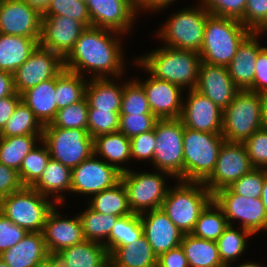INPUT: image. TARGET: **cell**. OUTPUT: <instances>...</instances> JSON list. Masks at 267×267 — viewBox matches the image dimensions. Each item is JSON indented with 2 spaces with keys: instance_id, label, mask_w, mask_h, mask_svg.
<instances>
[{
  "instance_id": "6da1fadb",
  "label": "cell",
  "mask_w": 267,
  "mask_h": 267,
  "mask_svg": "<svg viewBox=\"0 0 267 267\" xmlns=\"http://www.w3.org/2000/svg\"><path fill=\"white\" fill-rule=\"evenodd\" d=\"M114 32L119 33L99 27H87L64 59L65 70L80 75H83V70L92 71L95 73L93 78L121 76L124 58L122 46Z\"/></svg>"
},
{
  "instance_id": "7a4b0ae2",
  "label": "cell",
  "mask_w": 267,
  "mask_h": 267,
  "mask_svg": "<svg viewBox=\"0 0 267 267\" xmlns=\"http://www.w3.org/2000/svg\"><path fill=\"white\" fill-rule=\"evenodd\" d=\"M47 199L32 187L0 183V212L27 232L43 231L54 208L52 201Z\"/></svg>"
},
{
  "instance_id": "3957f363",
  "label": "cell",
  "mask_w": 267,
  "mask_h": 267,
  "mask_svg": "<svg viewBox=\"0 0 267 267\" xmlns=\"http://www.w3.org/2000/svg\"><path fill=\"white\" fill-rule=\"evenodd\" d=\"M135 62L155 78L171 82L182 89L187 86L191 90L196 87L202 61L200 54L195 51L164 46Z\"/></svg>"
},
{
  "instance_id": "277c9868",
  "label": "cell",
  "mask_w": 267,
  "mask_h": 267,
  "mask_svg": "<svg viewBox=\"0 0 267 267\" xmlns=\"http://www.w3.org/2000/svg\"><path fill=\"white\" fill-rule=\"evenodd\" d=\"M252 33L234 18L209 15L205 24L201 61L210 65L228 66L241 43Z\"/></svg>"
},
{
  "instance_id": "5b68a950",
  "label": "cell",
  "mask_w": 267,
  "mask_h": 267,
  "mask_svg": "<svg viewBox=\"0 0 267 267\" xmlns=\"http://www.w3.org/2000/svg\"><path fill=\"white\" fill-rule=\"evenodd\" d=\"M213 199L203 182L182 181L169 188L161 208L184 234H191L200 213Z\"/></svg>"
},
{
  "instance_id": "8992f818",
  "label": "cell",
  "mask_w": 267,
  "mask_h": 267,
  "mask_svg": "<svg viewBox=\"0 0 267 267\" xmlns=\"http://www.w3.org/2000/svg\"><path fill=\"white\" fill-rule=\"evenodd\" d=\"M226 140L222 134L184 128V181L204 182L214 171Z\"/></svg>"
},
{
  "instance_id": "52a82bcc",
  "label": "cell",
  "mask_w": 267,
  "mask_h": 267,
  "mask_svg": "<svg viewBox=\"0 0 267 267\" xmlns=\"http://www.w3.org/2000/svg\"><path fill=\"white\" fill-rule=\"evenodd\" d=\"M261 128H263L261 94L240 90L223 110L221 134L227 142L243 143Z\"/></svg>"
},
{
  "instance_id": "ba28073f",
  "label": "cell",
  "mask_w": 267,
  "mask_h": 267,
  "mask_svg": "<svg viewBox=\"0 0 267 267\" xmlns=\"http://www.w3.org/2000/svg\"><path fill=\"white\" fill-rule=\"evenodd\" d=\"M184 128L180 119L158 120L154 127L156 146L152 162L165 176L184 181Z\"/></svg>"
},
{
  "instance_id": "9c48e42d",
  "label": "cell",
  "mask_w": 267,
  "mask_h": 267,
  "mask_svg": "<svg viewBox=\"0 0 267 267\" xmlns=\"http://www.w3.org/2000/svg\"><path fill=\"white\" fill-rule=\"evenodd\" d=\"M210 13L202 6L184 9L167 20L158 32L167 47L200 52L205 24Z\"/></svg>"
},
{
  "instance_id": "30bf717a",
  "label": "cell",
  "mask_w": 267,
  "mask_h": 267,
  "mask_svg": "<svg viewBox=\"0 0 267 267\" xmlns=\"http://www.w3.org/2000/svg\"><path fill=\"white\" fill-rule=\"evenodd\" d=\"M42 140L51 159L71 169L94 153L93 138L87 130L44 127Z\"/></svg>"
},
{
  "instance_id": "8fae6325",
  "label": "cell",
  "mask_w": 267,
  "mask_h": 267,
  "mask_svg": "<svg viewBox=\"0 0 267 267\" xmlns=\"http://www.w3.org/2000/svg\"><path fill=\"white\" fill-rule=\"evenodd\" d=\"M120 180L126 188L128 205L134 214H142L148 208L149 211L161 208L169 189L165 187L161 173H135L128 170L121 173Z\"/></svg>"
},
{
  "instance_id": "7c38bea8",
  "label": "cell",
  "mask_w": 267,
  "mask_h": 267,
  "mask_svg": "<svg viewBox=\"0 0 267 267\" xmlns=\"http://www.w3.org/2000/svg\"><path fill=\"white\" fill-rule=\"evenodd\" d=\"M213 199L222 208L229 225L231 219H237L253 235L267 230V214L261 198L241 196L226 187L214 193Z\"/></svg>"
},
{
  "instance_id": "4fadbf2b",
  "label": "cell",
  "mask_w": 267,
  "mask_h": 267,
  "mask_svg": "<svg viewBox=\"0 0 267 267\" xmlns=\"http://www.w3.org/2000/svg\"><path fill=\"white\" fill-rule=\"evenodd\" d=\"M254 169L243 143L225 141L219 151L214 171L203 182L212 193L229 187Z\"/></svg>"
},
{
  "instance_id": "5bb4252c",
  "label": "cell",
  "mask_w": 267,
  "mask_h": 267,
  "mask_svg": "<svg viewBox=\"0 0 267 267\" xmlns=\"http://www.w3.org/2000/svg\"><path fill=\"white\" fill-rule=\"evenodd\" d=\"M64 69V59L60 55L38 45L13 73L15 91L21 95L39 83L55 78Z\"/></svg>"
},
{
  "instance_id": "9a60e30c",
  "label": "cell",
  "mask_w": 267,
  "mask_h": 267,
  "mask_svg": "<svg viewBox=\"0 0 267 267\" xmlns=\"http://www.w3.org/2000/svg\"><path fill=\"white\" fill-rule=\"evenodd\" d=\"M89 158L72 168L71 192L92 196L113 187L120 181L121 172L112 164L95 158Z\"/></svg>"
},
{
  "instance_id": "2e32d148",
  "label": "cell",
  "mask_w": 267,
  "mask_h": 267,
  "mask_svg": "<svg viewBox=\"0 0 267 267\" xmlns=\"http://www.w3.org/2000/svg\"><path fill=\"white\" fill-rule=\"evenodd\" d=\"M87 27L67 16L42 15L39 45L65 59Z\"/></svg>"
},
{
  "instance_id": "e0dca14e",
  "label": "cell",
  "mask_w": 267,
  "mask_h": 267,
  "mask_svg": "<svg viewBox=\"0 0 267 267\" xmlns=\"http://www.w3.org/2000/svg\"><path fill=\"white\" fill-rule=\"evenodd\" d=\"M42 13L23 0H0V33L40 38Z\"/></svg>"
},
{
  "instance_id": "ac0fdd59",
  "label": "cell",
  "mask_w": 267,
  "mask_h": 267,
  "mask_svg": "<svg viewBox=\"0 0 267 267\" xmlns=\"http://www.w3.org/2000/svg\"><path fill=\"white\" fill-rule=\"evenodd\" d=\"M188 94L179 118L183 125L200 132L221 134L223 110L196 89L189 90Z\"/></svg>"
},
{
  "instance_id": "d6986e66",
  "label": "cell",
  "mask_w": 267,
  "mask_h": 267,
  "mask_svg": "<svg viewBox=\"0 0 267 267\" xmlns=\"http://www.w3.org/2000/svg\"><path fill=\"white\" fill-rule=\"evenodd\" d=\"M91 25L120 33L131 28L136 11L133 0H87Z\"/></svg>"
},
{
  "instance_id": "ffe728a7",
  "label": "cell",
  "mask_w": 267,
  "mask_h": 267,
  "mask_svg": "<svg viewBox=\"0 0 267 267\" xmlns=\"http://www.w3.org/2000/svg\"><path fill=\"white\" fill-rule=\"evenodd\" d=\"M140 219L143 235L157 257L181 245L184 233L175 226L162 208L153 209L148 214L142 213Z\"/></svg>"
},
{
  "instance_id": "44dd1931",
  "label": "cell",
  "mask_w": 267,
  "mask_h": 267,
  "mask_svg": "<svg viewBox=\"0 0 267 267\" xmlns=\"http://www.w3.org/2000/svg\"><path fill=\"white\" fill-rule=\"evenodd\" d=\"M138 82L143 86L150 110L158 120L180 118L183 107L181 87L152 75L143 83Z\"/></svg>"
},
{
  "instance_id": "7402d4cb",
  "label": "cell",
  "mask_w": 267,
  "mask_h": 267,
  "mask_svg": "<svg viewBox=\"0 0 267 267\" xmlns=\"http://www.w3.org/2000/svg\"><path fill=\"white\" fill-rule=\"evenodd\" d=\"M195 89L210 98L222 110L228 107L240 91L234 84L226 66L201 62Z\"/></svg>"
},
{
  "instance_id": "603a6c76",
  "label": "cell",
  "mask_w": 267,
  "mask_h": 267,
  "mask_svg": "<svg viewBox=\"0 0 267 267\" xmlns=\"http://www.w3.org/2000/svg\"><path fill=\"white\" fill-rule=\"evenodd\" d=\"M55 209L54 207L49 213L42 231L50 255L85 240L80 217L62 219Z\"/></svg>"
},
{
  "instance_id": "cb8c5ba5",
  "label": "cell",
  "mask_w": 267,
  "mask_h": 267,
  "mask_svg": "<svg viewBox=\"0 0 267 267\" xmlns=\"http://www.w3.org/2000/svg\"><path fill=\"white\" fill-rule=\"evenodd\" d=\"M259 34L260 32H252L241 43L227 66L232 81L240 90L253 91L255 62L258 52L263 48L258 43Z\"/></svg>"
},
{
  "instance_id": "d4e9b609",
  "label": "cell",
  "mask_w": 267,
  "mask_h": 267,
  "mask_svg": "<svg viewBox=\"0 0 267 267\" xmlns=\"http://www.w3.org/2000/svg\"><path fill=\"white\" fill-rule=\"evenodd\" d=\"M42 137L43 135L0 137V183H8L19 172L23 159Z\"/></svg>"
},
{
  "instance_id": "484cf974",
  "label": "cell",
  "mask_w": 267,
  "mask_h": 267,
  "mask_svg": "<svg viewBox=\"0 0 267 267\" xmlns=\"http://www.w3.org/2000/svg\"><path fill=\"white\" fill-rule=\"evenodd\" d=\"M50 254L42 232H28L13 247L0 254L9 267H37Z\"/></svg>"
},
{
  "instance_id": "4316f807",
  "label": "cell",
  "mask_w": 267,
  "mask_h": 267,
  "mask_svg": "<svg viewBox=\"0 0 267 267\" xmlns=\"http://www.w3.org/2000/svg\"><path fill=\"white\" fill-rule=\"evenodd\" d=\"M62 267H108L109 253L103 244L84 240L55 254Z\"/></svg>"
},
{
  "instance_id": "83f0119b",
  "label": "cell",
  "mask_w": 267,
  "mask_h": 267,
  "mask_svg": "<svg viewBox=\"0 0 267 267\" xmlns=\"http://www.w3.org/2000/svg\"><path fill=\"white\" fill-rule=\"evenodd\" d=\"M55 78L43 81L21 94V100L45 126L54 120L58 106L55 100Z\"/></svg>"
},
{
  "instance_id": "f1b7e54d",
  "label": "cell",
  "mask_w": 267,
  "mask_h": 267,
  "mask_svg": "<svg viewBox=\"0 0 267 267\" xmlns=\"http://www.w3.org/2000/svg\"><path fill=\"white\" fill-rule=\"evenodd\" d=\"M39 40L0 33V70L13 74L37 48Z\"/></svg>"
},
{
  "instance_id": "f546056e",
  "label": "cell",
  "mask_w": 267,
  "mask_h": 267,
  "mask_svg": "<svg viewBox=\"0 0 267 267\" xmlns=\"http://www.w3.org/2000/svg\"><path fill=\"white\" fill-rule=\"evenodd\" d=\"M87 82L85 98L88 108L118 112L120 114L123 86L109 78H91Z\"/></svg>"
},
{
  "instance_id": "4dcf8cb0",
  "label": "cell",
  "mask_w": 267,
  "mask_h": 267,
  "mask_svg": "<svg viewBox=\"0 0 267 267\" xmlns=\"http://www.w3.org/2000/svg\"><path fill=\"white\" fill-rule=\"evenodd\" d=\"M109 259L112 267H157L158 257L142 235L127 246L116 247L109 254Z\"/></svg>"
},
{
  "instance_id": "1f68e13d",
  "label": "cell",
  "mask_w": 267,
  "mask_h": 267,
  "mask_svg": "<svg viewBox=\"0 0 267 267\" xmlns=\"http://www.w3.org/2000/svg\"><path fill=\"white\" fill-rule=\"evenodd\" d=\"M94 154L108 159L118 171L121 173L128 171V169L119 165L123 161L131 159L130 139L121 132L102 134L93 138Z\"/></svg>"
},
{
  "instance_id": "d6a6232c",
  "label": "cell",
  "mask_w": 267,
  "mask_h": 267,
  "mask_svg": "<svg viewBox=\"0 0 267 267\" xmlns=\"http://www.w3.org/2000/svg\"><path fill=\"white\" fill-rule=\"evenodd\" d=\"M181 247L187 258L189 267H218L222 262L215 241L184 234Z\"/></svg>"
},
{
  "instance_id": "836d02e7",
  "label": "cell",
  "mask_w": 267,
  "mask_h": 267,
  "mask_svg": "<svg viewBox=\"0 0 267 267\" xmlns=\"http://www.w3.org/2000/svg\"><path fill=\"white\" fill-rule=\"evenodd\" d=\"M41 142L42 148L35 146L26 155L19 172L8 183L20 187H32L39 180L51 158L48 146L43 140Z\"/></svg>"
},
{
  "instance_id": "e575fe53",
  "label": "cell",
  "mask_w": 267,
  "mask_h": 267,
  "mask_svg": "<svg viewBox=\"0 0 267 267\" xmlns=\"http://www.w3.org/2000/svg\"><path fill=\"white\" fill-rule=\"evenodd\" d=\"M72 169L50 158L42 176L32 186L45 197L62 191H71Z\"/></svg>"
},
{
  "instance_id": "d590c367",
  "label": "cell",
  "mask_w": 267,
  "mask_h": 267,
  "mask_svg": "<svg viewBox=\"0 0 267 267\" xmlns=\"http://www.w3.org/2000/svg\"><path fill=\"white\" fill-rule=\"evenodd\" d=\"M89 206L99 213L118 217L132 213L128 205L127 191L121 180L113 187L95 194Z\"/></svg>"
},
{
  "instance_id": "8d00e7d4",
  "label": "cell",
  "mask_w": 267,
  "mask_h": 267,
  "mask_svg": "<svg viewBox=\"0 0 267 267\" xmlns=\"http://www.w3.org/2000/svg\"><path fill=\"white\" fill-rule=\"evenodd\" d=\"M229 223L222 208L212 199L200 213L192 235L198 238L217 241Z\"/></svg>"
},
{
  "instance_id": "74e56055",
  "label": "cell",
  "mask_w": 267,
  "mask_h": 267,
  "mask_svg": "<svg viewBox=\"0 0 267 267\" xmlns=\"http://www.w3.org/2000/svg\"><path fill=\"white\" fill-rule=\"evenodd\" d=\"M44 126L33 111L21 100L3 129L0 137L43 135Z\"/></svg>"
},
{
  "instance_id": "f35d334b",
  "label": "cell",
  "mask_w": 267,
  "mask_h": 267,
  "mask_svg": "<svg viewBox=\"0 0 267 267\" xmlns=\"http://www.w3.org/2000/svg\"><path fill=\"white\" fill-rule=\"evenodd\" d=\"M86 81L83 75L65 69L55 77V100L58 110L81 101L85 97Z\"/></svg>"
},
{
  "instance_id": "ab89813d",
  "label": "cell",
  "mask_w": 267,
  "mask_h": 267,
  "mask_svg": "<svg viewBox=\"0 0 267 267\" xmlns=\"http://www.w3.org/2000/svg\"><path fill=\"white\" fill-rule=\"evenodd\" d=\"M78 216L82 223L84 238L104 246L116 220L119 218L118 216L99 213L90 206ZM104 239L106 240L104 241Z\"/></svg>"
},
{
  "instance_id": "60d3db41",
  "label": "cell",
  "mask_w": 267,
  "mask_h": 267,
  "mask_svg": "<svg viewBox=\"0 0 267 267\" xmlns=\"http://www.w3.org/2000/svg\"><path fill=\"white\" fill-rule=\"evenodd\" d=\"M143 235L140 214H128L119 217L114 224L105 248L110 254L116 247L127 246Z\"/></svg>"
},
{
  "instance_id": "b9f144b4",
  "label": "cell",
  "mask_w": 267,
  "mask_h": 267,
  "mask_svg": "<svg viewBox=\"0 0 267 267\" xmlns=\"http://www.w3.org/2000/svg\"><path fill=\"white\" fill-rule=\"evenodd\" d=\"M241 231L234 229L233 225H228L217 239L218 254L222 264H229L244 252L247 238L253 234L244 228Z\"/></svg>"
},
{
  "instance_id": "7bdbcfd3",
  "label": "cell",
  "mask_w": 267,
  "mask_h": 267,
  "mask_svg": "<svg viewBox=\"0 0 267 267\" xmlns=\"http://www.w3.org/2000/svg\"><path fill=\"white\" fill-rule=\"evenodd\" d=\"M88 102L84 97L81 101L57 110L51 124L44 127H60L68 129L87 130Z\"/></svg>"
},
{
  "instance_id": "ee69618b",
  "label": "cell",
  "mask_w": 267,
  "mask_h": 267,
  "mask_svg": "<svg viewBox=\"0 0 267 267\" xmlns=\"http://www.w3.org/2000/svg\"><path fill=\"white\" fill-rule=\"evenodd\" d=\"M120 114H152L145 90L138 80L124 83Z\"/></svg>"
},
{
  "instance_id": "f6af8a7d",
  "label": "cell",
  "mask_w": 267,
  "mask_h": 267,
  "mask_svg": "<svg viewBox=\"0 0 267 267\" xmlns=\"http://www.w3.org/2000/svg\"><path fill=\"white\" fill-rule=\"evenodd\" d=\"M87 116V131L92 138L119 131L120 114L118 112L88 108Z\"/></svg>"
},
{
  "instance_id": "bcb514c9",
  "label": "cell",
  "mask_w": 267,
  "mask_h": 267,
  "mask_svg": "<svg viewBox=\"0 0 267 267\" xmlns=\"http://www.w3.org/2000/svg\"><path fill=\"white\" fill-rule=\"evenodd\" d=\"M42 15L67 16L91 27L87 5L80 0H51Z\"/></svg>"
},
{
  "instance_id": "7dc6e473",
  "label": "cell",
  "mask_w": 267,
  "mask_h": 267,
  "mask_svg": "<svg viewBox=\"0 0 267 267\" xmlns=\"http://www.w3.org/2000/svg\"><path fill=\"white\" fill-rule=\"evenodd\" d=\"M266 173L267 169L254 168L237 181H234L229 188L235 194L241 196L260 198Z\"/></svg>"
},
{
  "instance_id": "c3c4849f",
  "label": "cell",
  "mask_w": 267,
  "mask_h": 267,
  "mask_svg": "<svg viewBox=\"0 0 267 267\" xmlns=\"http://www.w3.org/2000/svg\"><path fill=\"white\" fill-rule=\"evenodd\" d=\"M158 119L153 114H120L119 132L127 138L154 130Z\"/></svg>"
},
{
  "instance_id": "681fc988",
  "label": "cell",
  "mask_w": 267,
  "mask_h": 267,
  "mask_svg": "<svg viewBox=\"0 0 267 267\" xmlns=\"http://www.w3.org/2000/svg\"><path fill=\"white\" fill-rule=\"evenodd\" d=\"M246 2L247 0H202L201 6L211 15L238 19L244 24Z\"/></svg>"
},
{
  "instance_id": "f907efd6",
  "label": "cell",
  "mask_w": 267,
  "mask_h": 267,
  "mask_svg": "<svg viewBox=\"0 0 267 267\" xmlns=\"http://www.w3.org/2000/svg\"><path fill=\"white\" fill-rule=\"evenodd\" d=\"M243 144L253 167L267 169V128L255 131Z\"/></svg>"
},
{
  "instance_id": "816d5d0a",
  "label": "cell",
  "mask_w": 267,
  "mask_h": 267,
  "mask_svg": "<svg viewBox=\"0 0 267 267\" xmlns=\"http://www.w3.org/2000/svg\"><path fill=\"white\" fill-rule=\"evenodd\" d=\"M244 26L252 32L267 30V0H247Z\"/></svg>"
},
{
  "instance_id": "f5cc1de1",
  "label": "cell",
  "mask_w": 267,
  "mask_h": 267,
  "mask_svg": "<svg viewBox=\"0 0 267 267\" xmlns=\"http://www.w3.org/2000/svg\"><path fill=\"white\" fill-rule=\"evenodd\" d=\"M27 233L0 212V254L16 245Z\"/></svg>"
},
{
  "instance_id": "db71d44e",
  "label": "cell",
  "mask_w": 267,
  "mask_h": 267,
  "mask_svg": "<svg viewBox=\"0 0 267 267\" xmlns=\"http://www.w3.org/2000/svg\"><path fill=\"white\" fill-rule=\"evenodd\" d=\"M156 139L154 130L136 135L130 139L131 158L153 160Z\"/></svg>"
},
{
  "instance_id": "11a10c76",
  "label": "cell",
  "mask_w": 267,
  "mask_h": 267,
  "mask_svg": "<svg viewBox=\"0 0 267 267\" xmlns=\"http://www.w3.org/2000/svg\"><path fill=\"white\" fill-rule=\"evenodd\" d=\"M253 92H267V47H263L256 58Z\"/></svg>"
},
{
  "instance_id": "9f6ffc18",
  "label": "cell",
  "mask_w": 267,
  "mask_h": 267,
  "mask_svg": "<svg viewBox=\"0 0 267 267\" xmlns=\"http://www.w3.org/2000/svg\"><path fill=\"white\" fill-rule=\"evenodd\" d=\"M157 267H189L181 245L161 254L157 259Z\"/></svg>"
},
{
  "instance_id": "6f0895ef",
  "label": "cell",
  "mask_w": 267,
  "mask_h": 267,
  "mask_svg": "<svg viewBox=\"0 0 267 267\" xmlns=\"http://www.w3.org/2000/svg\"><path fill=\"white\" fill-rule=\"evenodd\" d=\"M21 101V95L15 92L13 95L0 99V131L3 129L17 104Z\"/></svg>"
},
{
  "instance_id": "680465c9",
  "label": "cell",
  "mask_w": 267,
  "mask_h": 267,
  "mask_svg": "<svg viewBox=\"0 0 267 267\" xmlns=\"http://www.w3.org/2000/svg\"><path fill=\"white\" fill-rule=\"evenodd\" d=\"M13 74L0 70V99L15 93Z\"/></svg>"
},
{
  "instance_id": "91938a15",
  "label": "cell",
  "mask_w": 267,
  "mask_h": 267,
  "mask_svg": "<svg viewBox=\"0 0 267 267\" xmlns=\"http://www.w3.org/2000/svg\"><path fill=\"white\" fill-rule=\"evenodd\" d=\"M174 0H133L135 11L143 9L160 10L168 7Z\"/></svg>"
},
{
  "instance_id": "94428289",
  "label": "cell",
  "mask_w": 267,
  "mask_h": 267,
  "mask_svg": "<svg viewBox=\"0 0 267 267\" xmlns=\"http://www.w3.org/2000/svg\"><path fill=\"white\" fill-rule=\"evenodd\" d=\"M23 1H25L31 7H34L41 13H43L47 9L51 0H23Z\"/></svg>"
},
{
  "instance_id": "6125c7cd",
  "label": "cell",
  "mask_w": 267,
  "mask_h": 267,
  "mask_svg": "<svg viewBox=\"0 0 267 267\" xmlns=\"http://www.w3.org/2000/svg\"><path fill=\"white\" fill-rule=\"evenodd\" d=\"M37 267H62L55 255H49Z\"/></svg>"
},
{
  "instance_id": "be15d7a7",
  "label": "cell",
  "mask_w": 267,
  "mask_h": 267,
  "mask_svg": "<svg viewBox=\"0 0 267 267\" xmlns=\"http://www.w3.org/2000/svg\"><path fill=\"white\" fill-rule=\"evenodd\" d=\"M261 112L263 127L267 128V92L261 94Z\"/></svg>"
},
{
  "instance_id": "e7e4bbea",
  "label": "cell",
  "mask_w": 267,
  "mask_h": 267,
  "mask_svg": "<svg viewBox=\"0 0 267 267\" xmlns=\"http://www.w3.org/2000/svg\"><path fill=\"white\" fill-rule=\"evenodd\" d=\"M261 200L263 202L266 214H267V173L265 174L264 177V183H263V188H262V194H261Z\"/></svg>"
},
{
  "instance_id": "03108f58",
  "label": "cell",
  "mask_w": 267,
  "mask_h": 267,
  "mask_svg": "<svg viewBox=\"0 0 267 267\" xmlns=\"http://www.w3.org/2000/svg\"><path fill=\"white\" fill-rule=\"evenodd\" d=\"M239 267H261L260 265H258V264H255V262L254 263H252V262H248V263H243V264H241Z\"/></svg>"
},
{
  "instance_id": "003e7915",
  "label": "cell",
  "mask_w": 267,
  "mask_h": 267,
  "mask_svg": "<svg viewBox=\"0 0 267 267\" xmlns=\"http://www.w3.org/2000/svg\"><path fill=\"white\" fill-rule=\"evenodd\" d=\"M0 267H9V266L0 258Z\"/></svg>"
},
{
  "instance_id": "a7ac6f4b",
  "label": "cell",
  "mask_w": 267,
  "mask_h": 267,
  "mask_svg": "<svg viewBox=\"0 0 267 267\" xmlns=\"http://www.w3.org/2000/svg\"><path fill=\"white\" fill-rule=\"evenodd\" d=\"M230 264H222L221 266H218V267H229Z\"/></svg>"
}]
</instances>
